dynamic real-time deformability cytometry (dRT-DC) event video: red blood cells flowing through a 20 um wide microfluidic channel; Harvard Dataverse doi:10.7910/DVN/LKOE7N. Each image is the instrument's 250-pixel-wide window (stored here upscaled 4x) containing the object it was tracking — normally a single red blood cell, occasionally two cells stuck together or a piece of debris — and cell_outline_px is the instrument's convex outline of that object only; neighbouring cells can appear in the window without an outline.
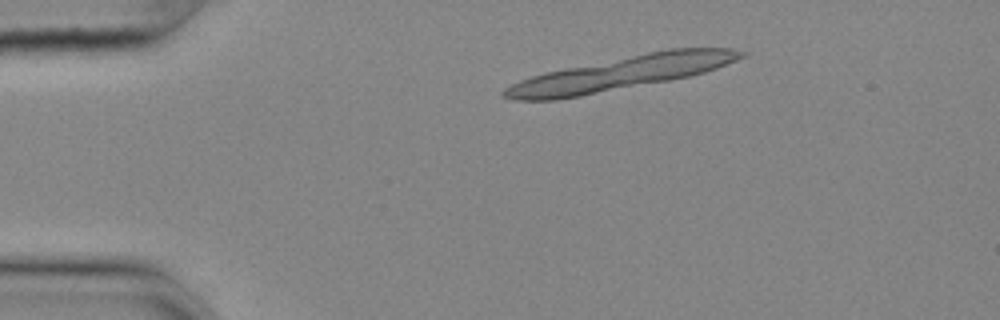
{"species": "common noctule bat (a hibernating species)", "species_latin": "Nyctalus noctula", "temperature_condition": "cold", "stored_images_in_passage": 24, "segment_of_instrument_passage": [1, 2], "camera_frame_rate_fps": 3000, "um_per_image_px": 0.085, "animal": {"sex": "female", "body_mass_g": 25.1}, "frame": {"image": 1, "passage_image": 8, "time_ms": 2.333, "image_size_px": [1000, 320], "cell_outline_px": [[748, 56], [716, 68], [704, 72], [688, 76], [668, 80], [580, 96], [556, 100], [512, 100], [500, 96], [500, 92], [504, 88], [520, 80], [544, 72], [564, 68], [668, 48], [732, 48], [748, 52]], "centroid_in_image_um": [52.76, 6.22], "position_along_channel_um": 32.2, "area_um2": 46.3}}